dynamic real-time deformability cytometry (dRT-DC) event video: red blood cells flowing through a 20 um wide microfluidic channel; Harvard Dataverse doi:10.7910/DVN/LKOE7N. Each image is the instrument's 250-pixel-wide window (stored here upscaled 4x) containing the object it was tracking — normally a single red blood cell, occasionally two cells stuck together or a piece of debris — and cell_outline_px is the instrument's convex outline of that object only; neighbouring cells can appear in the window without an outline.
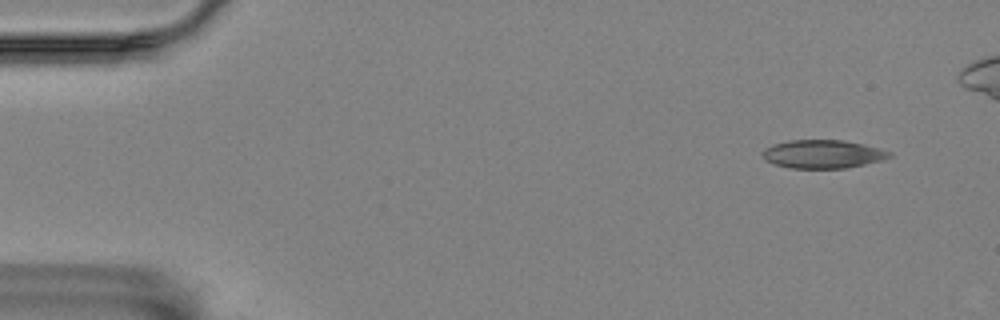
{"species": "Egyptian fruit bat (a non-hibernating species)", "species_latin": "Rousettus aegyptiacus", "temperature_condition": "room temperature", "stored_images_in_passage": 5, "camera_frame_rate_fps": 3000, "um_per_image_px": 0.085, "animal": {"sex": "female"}, "frame": {"image": 1, "passage_image": 1, "time_ms": 0.0, "image_size_px": [1000, 320], "cell_outline_px": [[892, 156], [884, 160], [844, 168], [792, 168], [776, 164], [764, 160], [764, 148], [772, 144], [788, 140], [844, 140], [864, 144], [892, 152]], "centroid_in_image_um": [69.96, 13.09], "position_along_channel_um": 15.0, "area_um2": 20.92}}